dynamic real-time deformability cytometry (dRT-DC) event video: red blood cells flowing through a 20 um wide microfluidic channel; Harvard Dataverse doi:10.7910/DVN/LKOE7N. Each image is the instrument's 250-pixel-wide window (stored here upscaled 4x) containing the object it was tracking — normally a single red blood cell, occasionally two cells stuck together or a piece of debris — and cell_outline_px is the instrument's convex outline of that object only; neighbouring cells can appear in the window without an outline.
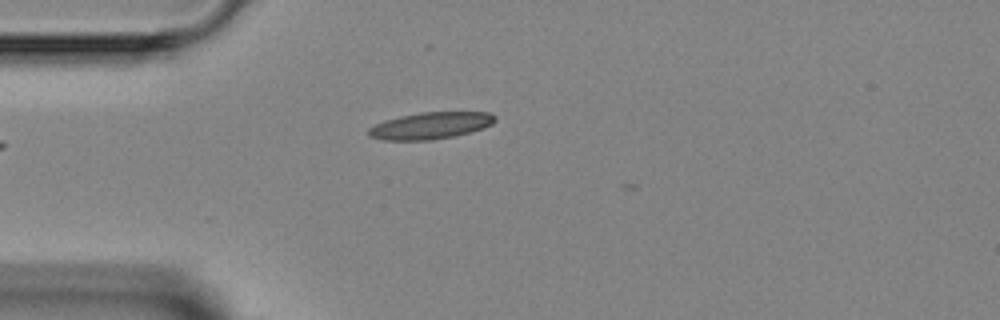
{"species": "Egyptian fruit bat (a non-hibernating species)", "species_latin": "Rousettus aegyptiacus", "temperature_condition": "room temperature", "stored_images_in_passage": 2, "camera_frame_rate_fps": 3000, "um_per_image_px": 0.085, "animal": {"sex": "female"}, "frame": {"image": 1, "passage_image": 2, "time_ms": 1.333, "image_size_px": [1000, 320], "cell_outline_px": [[496, 120], [492, 124], [484, 128], [452, 136], [432, 140], [384, 140], [368, 136], [368, 128], [384, 120], [400, 116], [420, 112], [488, 112], [496, 116]], "centroid_in_image_um": [36.58, 10.67], "position_along_channel_um": 48.4, "area_um2": 19.71}}